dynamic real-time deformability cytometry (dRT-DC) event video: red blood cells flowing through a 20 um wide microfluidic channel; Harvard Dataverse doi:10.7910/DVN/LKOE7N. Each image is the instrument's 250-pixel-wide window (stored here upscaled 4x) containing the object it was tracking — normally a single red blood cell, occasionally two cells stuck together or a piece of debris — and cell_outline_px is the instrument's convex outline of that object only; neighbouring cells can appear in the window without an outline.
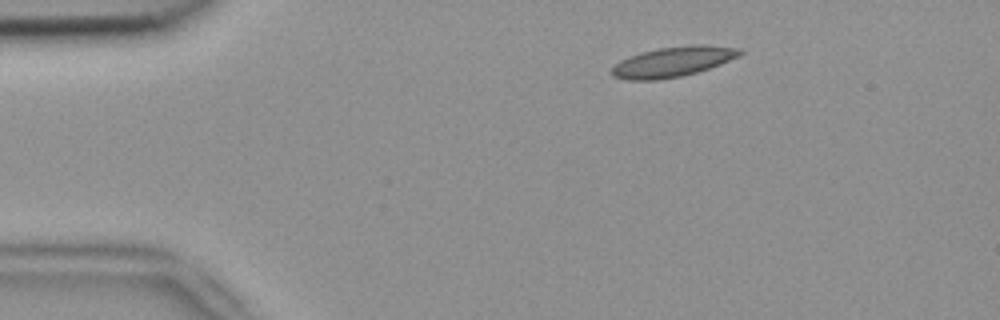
{"species": "common noctule bat (a hibernating species)", "species_latin": "Nyctalus noctula", "temperature_condition": "room temperature", "stored_images_in_passage": 3, "camera_frame_rate_fps": 3000, "um_per_image_px": 0.085, "animal": {"sex": "female", "body_mass_g": 18.4}, "frame": {"image": 1, "passage_image": 2, "time_ms": 0.333, "image_size_px": [1000, 320], "cell_outline_px": [[744, 52], [740, 56], [720, 64], [696, 72], [680, 76], [656, 80], [628, 80], [612, 76], [612, 68], [620, 60], [640, 52], [660, 48], [692, 44], [704, 44], [740, 48]], "centroid_in_image_um": [57.22, 5.23], "position_along_channel_um": 27.8, "area_um2": 22.43}}